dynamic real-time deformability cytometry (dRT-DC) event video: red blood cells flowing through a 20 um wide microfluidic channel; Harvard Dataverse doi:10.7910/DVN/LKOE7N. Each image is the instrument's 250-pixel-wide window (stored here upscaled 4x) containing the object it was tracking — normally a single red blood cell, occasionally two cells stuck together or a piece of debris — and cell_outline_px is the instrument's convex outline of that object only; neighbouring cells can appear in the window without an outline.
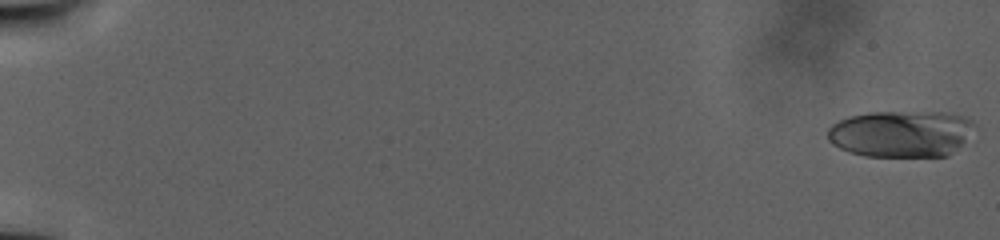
{"species": "human", "species_latin": "Homo sapiens", "temperature_condition": "warm", "stored_images_in_passage": 21, "camera_frame_rate_fps": 3000, "um_per_image_px": 0.085, "donor": {"sex": "male"}, "frame": {"image": 1, "passage_image": 1, "time_ms": 0.0, "image_size_px": [1000, 240], "cell_outline_px": [[976, 124], [964, 140], [948, 156], [864, 156], [848, 152], [832, 144], [828, 140], [828, 128], [832, 124], [840, 120], [852, 116], [868, 112], [948, 112], [964, 116], [972, 120]], "centroid_in_image_um": [76.57, 11.36], "position_along_channel_um": 8.4, "area_um2": 39.88}}
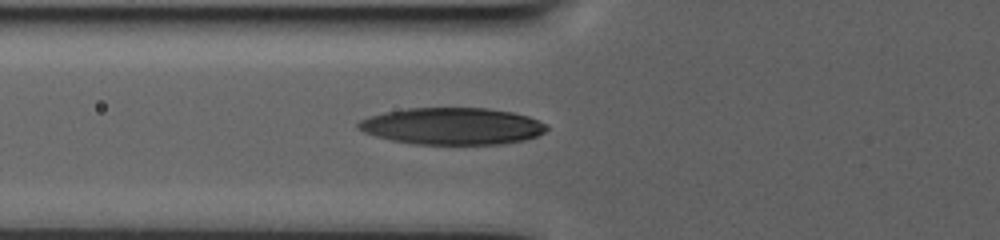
{"frame": {"image": 2, "passage_image": 18, "time_ms": 16.333, "image_size_px": [1000, 240], "cell_outline_px": [[548, 128], [544, 132], [536, 136], [524, 140], [500, 144], [416, 144], [392, 140], [376, 136], [364, 132], [356, 128], [356, 124], [360, 120], [368, 116], [384, 112], [408, 108], [488, 108], [512, 112], [528, 116], [548, 124]], "centroid_in_image_um": [38.43, 10.72], "position_along_channel_um": 87.4, "area_um2": 40.58}}
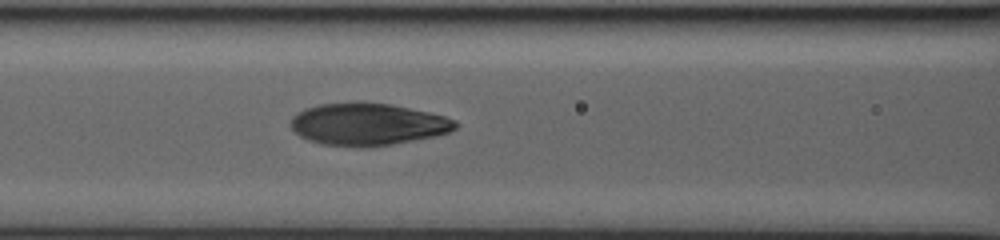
{"frame": {"image": 3, "passage_image": 21, "time_ms": 19.0, "image_size_px": [1000, 240], "cell_outline_px": [[460, 124], [456, 128], [448, 132], [436, 136], [372, 148], [356, 148], [320, 144], [308, 140], [300, 136], [292, 128], [292, 116], [296, 112], [320, 104], [360, 100], [392, 104], [428, 112], [444, 116], [456, 120]], "centroid_in_image_um": [31.27, 10.56], "position_along_channel_um": 135.3, "area_um2": 41.33}}